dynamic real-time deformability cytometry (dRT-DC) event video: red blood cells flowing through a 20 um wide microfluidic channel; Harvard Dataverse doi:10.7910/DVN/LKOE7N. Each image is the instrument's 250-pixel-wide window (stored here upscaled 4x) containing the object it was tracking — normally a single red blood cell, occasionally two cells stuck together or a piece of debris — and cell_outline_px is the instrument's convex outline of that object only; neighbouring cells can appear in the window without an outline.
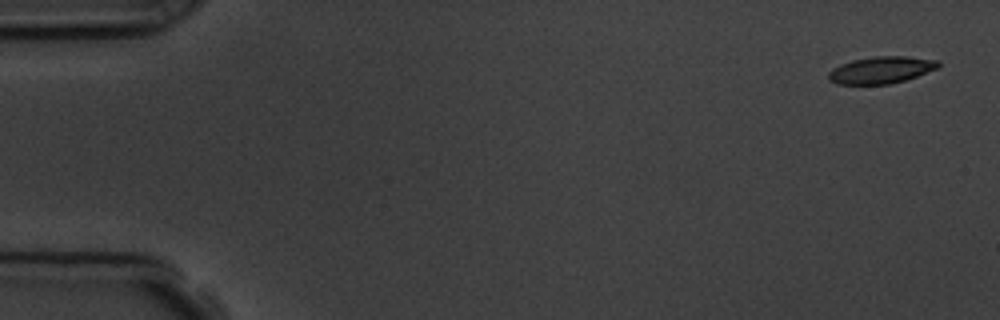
{"species": "common noctule bat (a hibernating species)", "species_latin": "Nyctalus noctula", "temperature_condition": "room temperature", "stored_images_in_passage": 5, "camera_frame_rate_fps": 3000, "um_per_image_px": 0.085, "animal": {"sex": "male", "body_mass_g": 19.5, "forearm_length_mm": 54.6}, "frame": {"image": 1, "passage_image": 1, "time_ms": 0.0, "image_size_px": [1000, 320], "cell_outline_px": [[940, 64], [936, 68], [916, 76], [892, 84], [836, 84], [828, 80], [828, 72], [832, 68], [840, 64], [852, 60], [876, 56], [904, 56], [940, 60]], "centroid_in_image_um": [74.85, 5.95], "position_along_channel_um": 10.1, "area_um2": 17.22}}
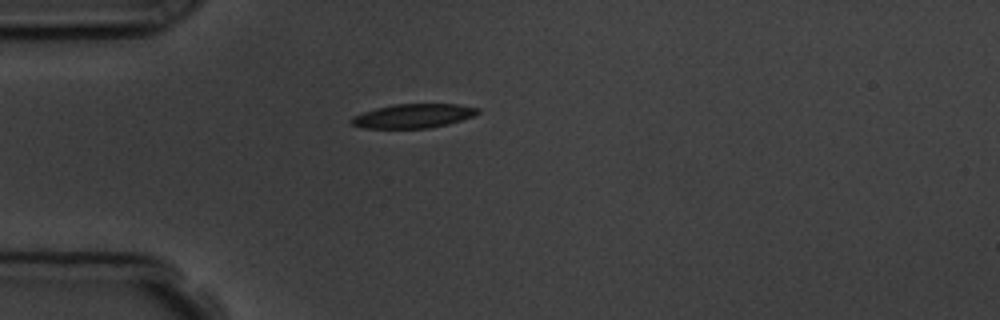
{"frame": {"image": 2, "passage_image": 5, "time_ms": 4.333, "image_size_px": [1000, 320], "cell_outline_px": [[480, 112], [472, 116], [448, 124], [428, 128], [364, 128], [352, 124], [348, 120], [352, 116], [376, 108], [396, 104], [456, 104], [480, 108]], "centroid_in_image_um": [35.11, 9.85], "position_along_channel_um": 49.9, "area_um2": 17.63}}